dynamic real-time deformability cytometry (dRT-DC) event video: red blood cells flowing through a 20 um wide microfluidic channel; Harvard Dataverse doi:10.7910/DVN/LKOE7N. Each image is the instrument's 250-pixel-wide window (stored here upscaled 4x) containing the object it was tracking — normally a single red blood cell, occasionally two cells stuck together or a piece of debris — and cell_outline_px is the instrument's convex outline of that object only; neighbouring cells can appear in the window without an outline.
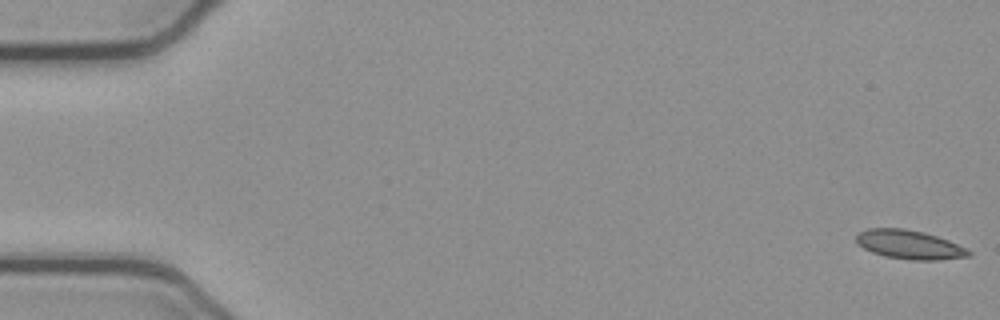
{"species": "common noctule bat (a hibernating species)", "species_latin": "Nyctalus noctula", "temperature_condition": "cold", "stored_images_in_passage": 53, "camera_frame_rate_fps": 3000, "um_per_image_px": 0.085, "animal": {"sex": "female", "body_mass_g": 21.9}, "frame": {"image": 1, "passage_image": 1, "time_ms": 0.0, "image_size_px": [1000, 320], "cell_outline_px": [[972, 256], [940, 260], [912, 260], [884, 256], [872, 252], [856, 244], [856, 236], [860, 232], [868, 228], [904, 228], [924, 232], [948, 240], [968, 248], [972, 252]], "centroid_in_image_um": [77.33, 20.8], "position_along_channel_um": 7.7, "area_um2": 19.13}}
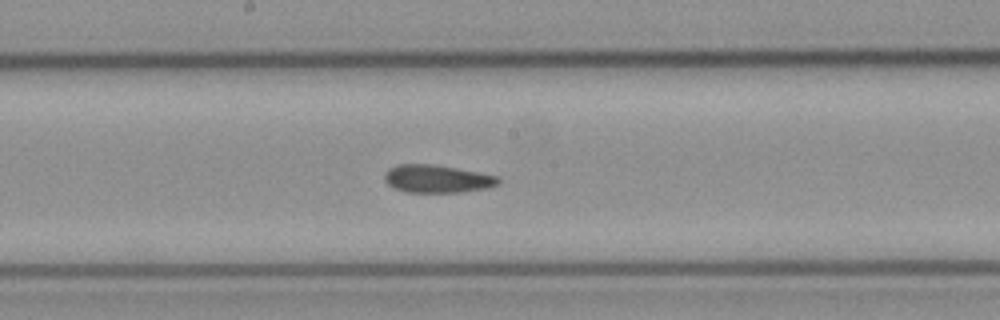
{"frame": {"image": 2, "passage_image": 28, "time_ms": 9.0, "image_size_px": [1000, 320], "cell_outline_px": [[500, 184], [484, 188], [460, 192], [408, 192], [396, 188], [388, 184], [384, 180], [384, 172], [388, 168], [396, 164], [432, 164], [456, 168], [496, 176], [500, 180]], "centroid_in_image_um": [37.1, 15.19], "position_along_channel_um": 211.1, "area_um2": 18.26}}
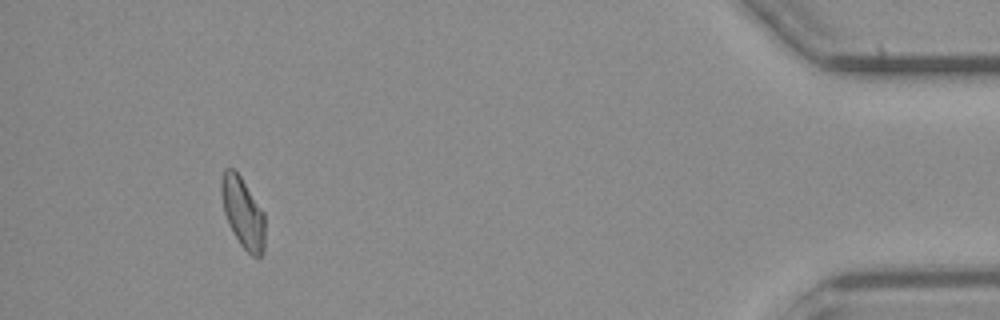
{"frame": {"image": 3, "passage_image": 49, "time_ms": 16.0, "image_size_px": [1000, 320], "cell_outline_px": [[264, 252], [260, 256], [252, 256], [240, 244], [232, 232], [228, 224], [224, 212], [220, 192], [220, 180], [224, 168], [232, 168], [240, 176], [264, 212]], "centroid_in_image_um": [20.62, 18.07], "position_along_channel_um": 414.6, "area_um2": 17.98}, "authors_computed_cell_mechanics": {"area_um2": 18.496, "velocity_mm_per_s": 3.889, "shape_relaxation_time_tau1_ms": null, "shape_relaxation_time_tau2_ms": 3.9533, "deformation_change_tau1": null, "deformation_change_tau2": 0.0887}}